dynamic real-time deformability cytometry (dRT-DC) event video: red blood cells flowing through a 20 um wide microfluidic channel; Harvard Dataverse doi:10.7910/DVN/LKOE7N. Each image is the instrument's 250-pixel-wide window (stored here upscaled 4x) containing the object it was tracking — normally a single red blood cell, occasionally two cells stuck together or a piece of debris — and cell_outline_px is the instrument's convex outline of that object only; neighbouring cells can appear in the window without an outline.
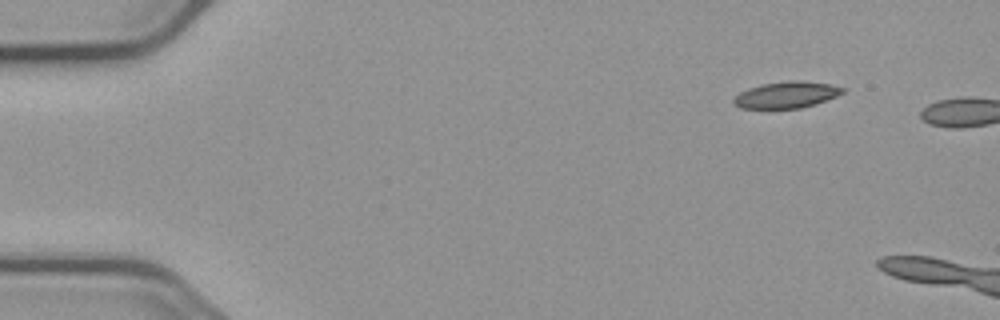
{"species": "common noctule bat (a hibernating species)", "species_latin": "Nyctalus noctula", "temperature_condition": "cold", "stored_images_in_passage": 2, "camera_frame_rate_fps": 3000, "um_per_image_px": 0.085, "animal": {"sex": "male", "body_mass_g": 23.1, "forearm_length_mm": 52.7}, "frame": {"image": 1, "passage_image": 1, "time_ms": 0.0, "image_size_px": [1000, 320], "cell_outline_px": [[844, 92], [836, 96], [816, 104], [800, 108], [740, 108], [732, 104], [732, 100], [740, 92], [748, 88], [760, 84], [788, 80], [800, 80], [832, 84], [844, 88]], "centroid_in_image_um": [66.83, 8.05], "position_along_channel_um": 18.2, "area_um2": 16.94}}